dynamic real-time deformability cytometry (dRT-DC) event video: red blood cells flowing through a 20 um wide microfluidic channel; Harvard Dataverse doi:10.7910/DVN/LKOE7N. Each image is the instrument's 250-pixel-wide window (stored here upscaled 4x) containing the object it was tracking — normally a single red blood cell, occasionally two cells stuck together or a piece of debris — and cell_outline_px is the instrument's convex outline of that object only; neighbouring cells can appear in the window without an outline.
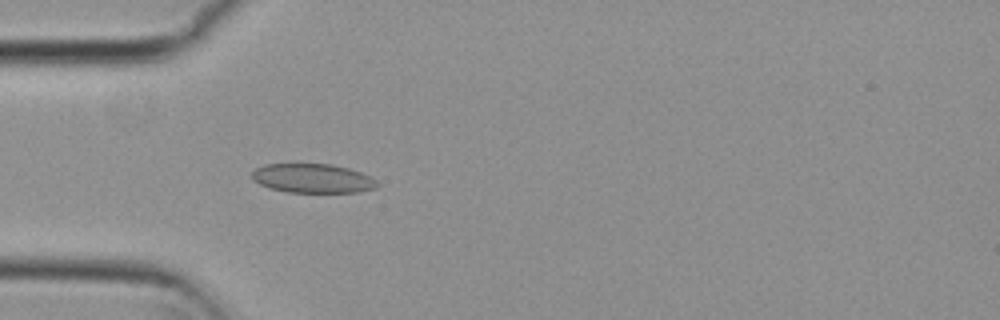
{"species": "common noctule bat (a hibernating species)", "species_latin": "Nyctalus noctula", "temperature_condition": "cold", "stored_images_in_passage": 4, "camera_frame_rate_fps": 3000, "um_per_image_px": 0.085, "animal": {"sex": "female", "body_mass_g": 29.2, "forearm_length_mm": 56.3}, "frame": {"image": 1, "passage_image": 4, "time_ms": 1.0, "image_size_px": [1000, 320], "cell_outline_px": [[380, 184], [376, 188], [360, 192], [288, 192], [268, 188], [252, 180], [252, 172], [256, 168], [264, 164], [332, 164], [348, 168], [360, 172], [376, 180]], "centroid_in_image_um": [26.57, 15.16], "position_along_channel_um": 58.4, "area_um2": 21.33}}